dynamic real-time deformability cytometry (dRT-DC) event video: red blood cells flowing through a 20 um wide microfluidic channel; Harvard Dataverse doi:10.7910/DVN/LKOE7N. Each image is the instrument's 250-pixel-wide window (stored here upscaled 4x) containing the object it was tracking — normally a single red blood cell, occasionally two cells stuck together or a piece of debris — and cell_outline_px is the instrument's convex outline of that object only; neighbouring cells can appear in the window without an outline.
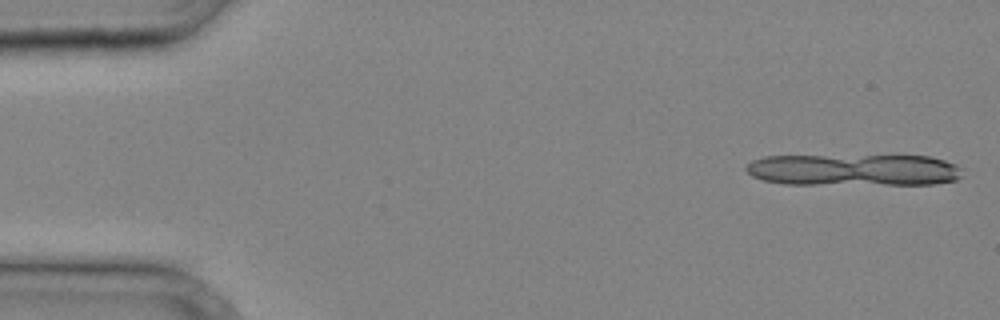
{"species": "common noctule bat (a hibernating species)", "species_latin": "Nyctalus noctula", "temperature_condition": "cold", "stored_images_in_passage": 1, "camera_frame_rate_fps": 3000, "um_per_image_px": 0.085, "animal": {"sex": "male", "body_mass_g": 20.4}, "frame": {"image": 1, "passage_image": 1, "time_ms": 0.0, "image_size_px": [1000, 320], "cell_outline_px": [[948, 180], [880, 180], [884, 156], [916, 156], [936, 160], [948, 164]], "centroid_in_image_um": [77.63, 14.35], "position_along_channel_um": 7.4, "area_um2": 10.64}}